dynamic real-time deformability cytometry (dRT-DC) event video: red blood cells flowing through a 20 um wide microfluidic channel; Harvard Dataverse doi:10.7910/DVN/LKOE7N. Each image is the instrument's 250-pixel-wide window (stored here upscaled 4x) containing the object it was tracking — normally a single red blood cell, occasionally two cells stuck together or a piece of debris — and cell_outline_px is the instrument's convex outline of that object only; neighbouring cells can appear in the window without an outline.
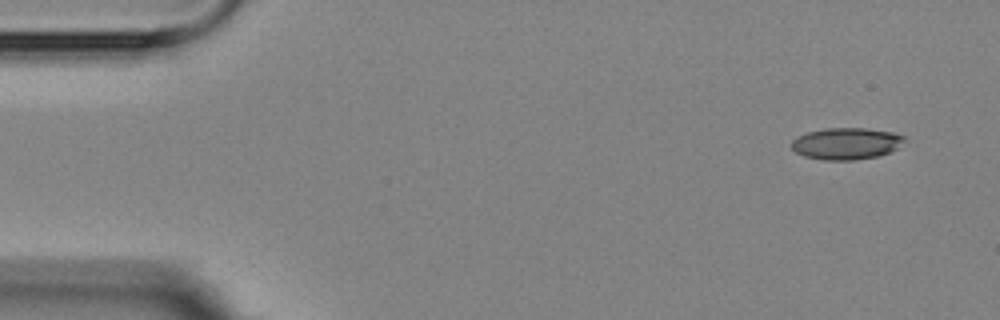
{"species": "Egyptian fruit bat (a non-hibernating species)", "species_latin": "Rousettus aegyptiacus", "temperature_condition": "room temperature", "stored_images_in_passage": 4, "camera_frame_rate_fps": 3000, "um_per_image_px": 0.085, "animal": {"sex": "female"}, "frame": {"image": 1, "passage_image": 1, "time_ms": 0.0, "image_size_px": [1000, 320], "cell_outline_px": [[908, 140], [896, 148], [888, 152], [876, 156], [856, 160], [824, 160], [804, 156], [796, 152], [792, 148], [792, 140], [796, 136], [808, 132], [824, 128], [864, 128], [892, 132], [908, 136]], "centroid_in_image_um": [71.95, 12.19], "position_along_channel_um": 13.0, "area_um2": 20.98}}